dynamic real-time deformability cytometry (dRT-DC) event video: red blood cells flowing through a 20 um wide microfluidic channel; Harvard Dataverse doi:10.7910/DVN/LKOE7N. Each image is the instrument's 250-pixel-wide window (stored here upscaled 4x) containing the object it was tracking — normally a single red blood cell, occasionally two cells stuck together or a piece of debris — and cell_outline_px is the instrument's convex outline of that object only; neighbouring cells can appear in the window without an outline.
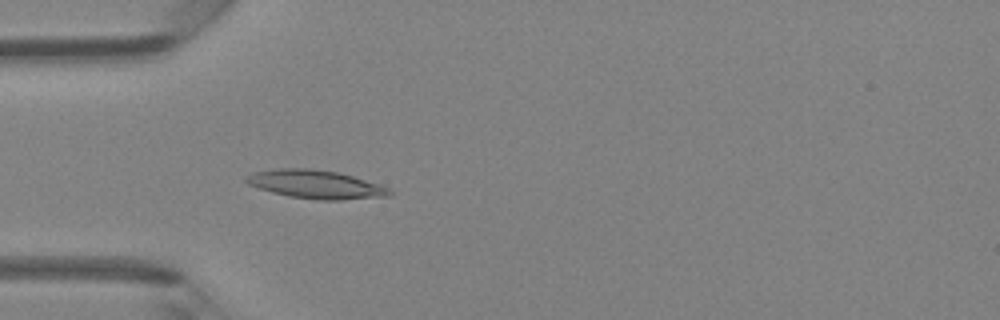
{"species": "Egyptian fruit bat (a non-hibernating species)", "species_latin": "Rousettus aegyptiacus", "temperature_condition": "room temperature", "stored_images_in_passage": 4, "camera_frame_rate_fps": 3000, "um_per_image_px": 0.085, "animal": {"sex": "female"}, "frame": {"image": 1, "passage_image": 4, "time_ms": 1.0, "image_size_px": [1000, 320], "cell_outline_px": [[392, 196], [340, 200], [316, 200], [288, 196], [272, 192], [248, 184], [244, 180], [244, 176], [252, 172], [276, 168], [312, 168], [336, 172], [352, 176], [380, 184], [388, 188], [392, 192]], "centroid_in_image_um": [26.82, 15.67], "position_along_channel_um": 58.2, "area_um2": 23.93}}